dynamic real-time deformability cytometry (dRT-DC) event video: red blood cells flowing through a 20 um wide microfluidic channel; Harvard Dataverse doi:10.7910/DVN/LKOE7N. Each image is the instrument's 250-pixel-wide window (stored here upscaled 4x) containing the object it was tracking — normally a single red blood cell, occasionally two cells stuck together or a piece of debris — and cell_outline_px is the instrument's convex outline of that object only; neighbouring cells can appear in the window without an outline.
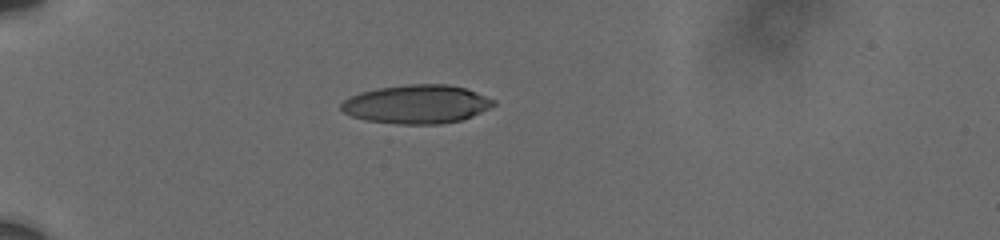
{"species": "human", "species_latin": "Homo sapiens", "temperature_condition": "cold", "stored_images_in_passage": 7, "camera_frame_rate_fps": 3000, "um_per_image_px": 0.085, "donor": {"sex": "male"}, "frame": {"image": 1, "passage_image": 1, "time_ms": 0.0, "image_size_px": [1000, 240], "cell_outline_px": [[496, 104], [472, 116], [460, 120], [440, 124], [396, 124], [368, 120], [352, 116], [344, 112], [340, 108], [340, 104], [344, 100], [360, 92], [380, 88], [408, 84], [448, 84], [464, 88], [476, 92], [496, 100]], "centroid_in_image_um": [35.43, 8.86], "position_along_channel_um": 49.6, "area_um2": 34.1}}
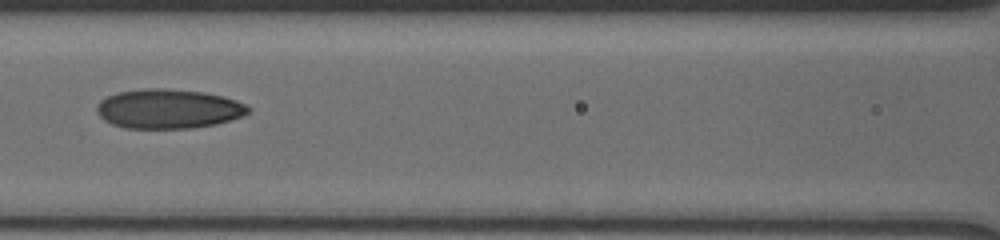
{"frame": {"image": 2, "passage_image": 5, "time_ms": 3.667, "image_size_px": [1000, 240], "cell_outline_px": [[252, 108], [244, 116], [216, 124], [192, 128], [124, 128], [112, 124], [104, 120], [96, 112], [96, 108], [100, 100], [116, 92], [140, 88], [164, 88], [204, 92], [224, 96], [236, 100]], "centroid_in_image_um": [14.3, 9.24], "position_along_channel_um": 152.3, "area_um2": 35.08}}
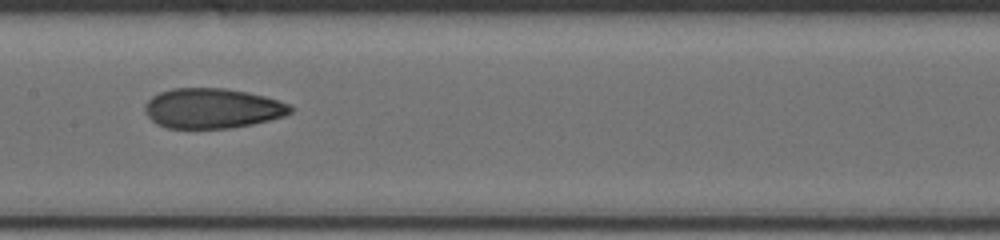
{"frame": {"image": 3, "passage_image": 6, "time_ms": 4.667, "image_size_px": [1000, 240], "cell_outline_px": [[292, 112], [284, 116], [252, 124], [228, 128], [168, 128], [156, 124], [144, 112], [144, 108], [148, 100], [152, 96], [160, 92], [172, 88], [224, 88], [248, 92], [264, 96], [288, 104], [292, 108]], "centroid_in_image_um": [18.02, 9.2], "position_along_channel_um": 189.4, "area_um2": 33.81}}